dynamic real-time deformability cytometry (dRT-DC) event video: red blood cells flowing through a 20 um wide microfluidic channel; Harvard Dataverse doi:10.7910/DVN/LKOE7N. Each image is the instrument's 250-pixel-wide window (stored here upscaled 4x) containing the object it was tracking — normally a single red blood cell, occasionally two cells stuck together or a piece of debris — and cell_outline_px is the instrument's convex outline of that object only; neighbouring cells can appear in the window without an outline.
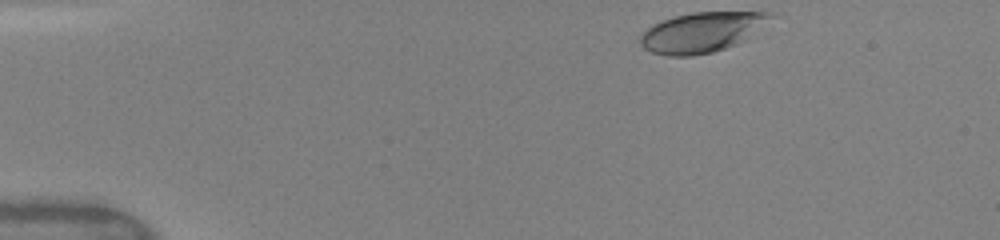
{"species": "human", "species_latin": "Homo sapiens", "temperature_condition": "warm", "stored_images_in_passage": 99, "camera_frame_rate_fps": 3000, "um_per_image_px": 0.085, "donor": {"sex": "female"}, "frame": {"image": 1, "passage_image": 1, "time_ms": 0.0, "image_size_px": [1000, 240], "cell_outline_px": [[780, 16], [736, 44], [712, 52], [692, 56], [668, 56], [652, 52], [644, 48], [640, 44], [640, 32], [652, 24], [660, 20], [692, 12], [772, 12]], "centroid_in_image_um": [59.67, 2.72], "position_along_channel_um": 25.3, "area_um2": 30.69}}
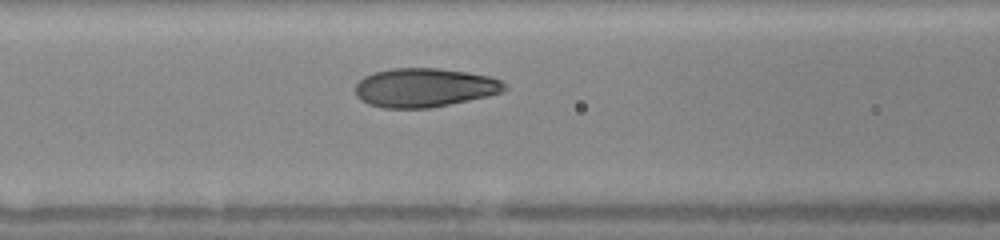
{"frame": {"image": 2, "passage_image": 28, "time_ms": 4.667, "image_size_px": [1000, 240], "cell_outline_px": [[508, 88], [504, 92], [488, 96], [432, 108], [384, 108], [368, 104], [360, 100], [356, 96], [356, 84], [364, 76], [376, 72], [392, 68], [440, 68], [468, 72], [492, 76], [500, 80]], "centroid_in_image_um": [36.11, 7.45], "position_along_channel_um": 130.5, "area_um2": 34.1}}
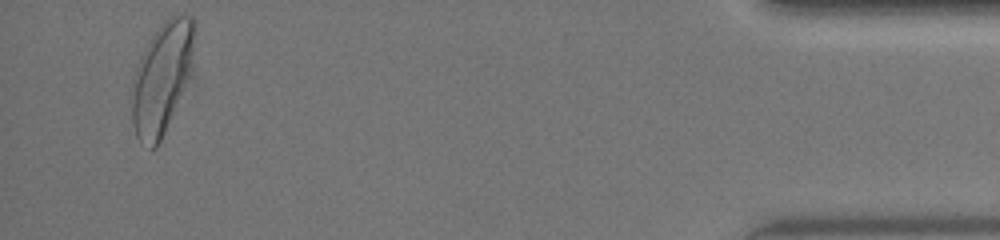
{"frame": {"image": 3, "passage_image": 93, "time_ms": 13.333, "image_size_px": [1000, 240], "cell_outline_px": [[196, 80], [156, 148], [152, 148], [140, 140], [136, 136], [132, 120], [132, 80], [136, 64], [144, 48], [160, 24], [168, 16], [176, 12], [180, 12], [192, 16], [196, 20]], "centroid_in_image_um": [13.92, 6.56], "position_along_channel_um": 421.3, "area_um2": 43.87}, "authors_computed_cell_mechanics": {"area_um2": 34.102, "velocity_mm_per_s": 4.1312, "shape_relaxation_time_tau1_ms": 4.5443, "shape_relaxation_time_tau2_ms": null, "deformation_change_tau1": 0.1882, "deformation_change_tau2": null}}